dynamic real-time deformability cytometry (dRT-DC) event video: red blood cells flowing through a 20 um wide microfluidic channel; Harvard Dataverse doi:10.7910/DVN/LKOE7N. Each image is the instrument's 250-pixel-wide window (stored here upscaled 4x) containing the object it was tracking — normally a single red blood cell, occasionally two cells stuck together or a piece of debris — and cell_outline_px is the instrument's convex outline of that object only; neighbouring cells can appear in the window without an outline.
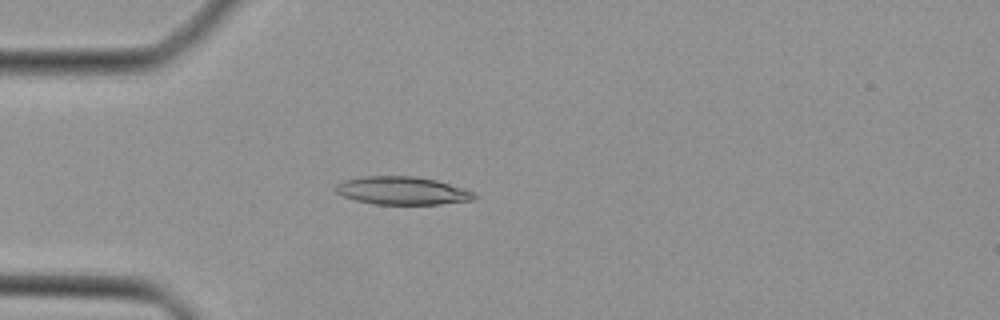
{"species": "Egyptian fruit bat (a non-hibernating species)", "species_latin": "Rousettus aegyptiacus", "temperature_condition": "cold", "stored_images_in_passage": 32, "camera_frame_rate_fps": 3000, "um_per_image_px": 0.085, "animal": {"sex": "female"}, "frame": {"image": 1, "passage_image": 3, "time_ms": 0.667, "image_size_px": [1000, 320], "cell_outline_px": [[476, 200], [440, 204], [376, 204], [356, 200], [344, 196], [336, 192], [336, 184], [344, 180], [364, 176], [416, 176], [436, 180], [476, 192]], "centroid_in_image_um": [34.23, 16.2], "position_along_channel_um": 50.8, "area_um2": 22.6}}
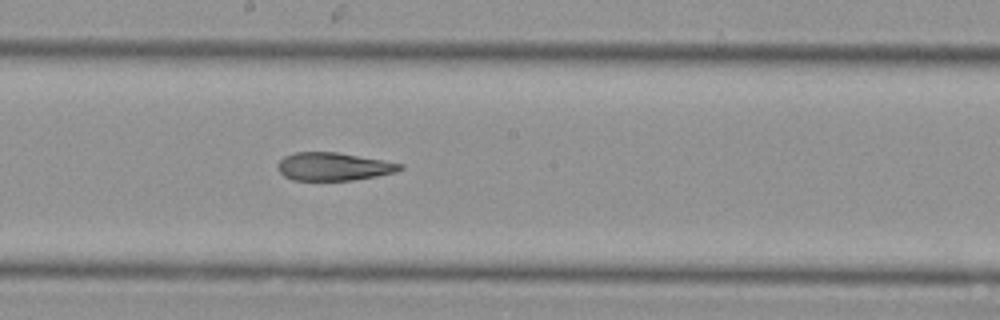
{"frame": {"image": 2, "passage_image": 15, "time_ms": 4.667, "image_size_px": [1000, 320], "cell_outline_px": [[404, 168], [396, 172], [376, 176], [352, 180], [292, 180], [284, 176], [280, 172], [280, 160], [284, 156], [296, 152], [336, 152], [404, 164]], "centroid_in_image_um": [28.38, 14.16], "position_along_channel_um": 219.8, "area_um2": 19.71}}
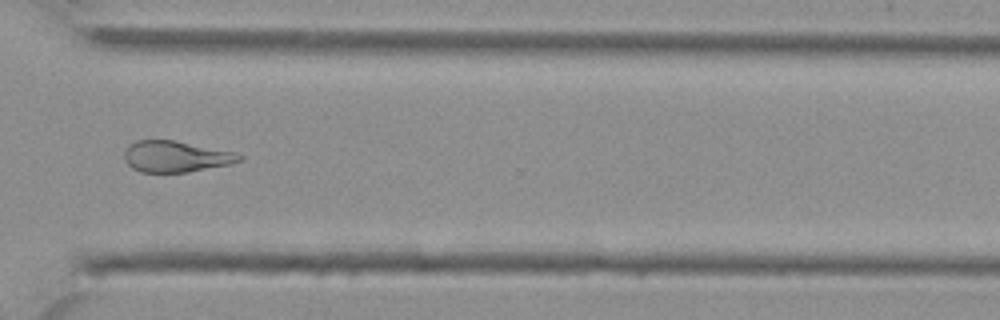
{"frame": {"image": 3, "passage_image": 24, "time_ms": 7.667, "image_size_px": [1000, 320], "cell_outline_px": [[244, 156], [240, 160], [232, 164], [188, 172], [140, 172], [132, 168], [124, 160], [124, 152], [128, 144], [136, 140], [172, 140], [232, 152]], "centroid_in_image_um": [14.89, 13.31], "position_along_channel_um": 355.7, "area_um2": 20.75}}